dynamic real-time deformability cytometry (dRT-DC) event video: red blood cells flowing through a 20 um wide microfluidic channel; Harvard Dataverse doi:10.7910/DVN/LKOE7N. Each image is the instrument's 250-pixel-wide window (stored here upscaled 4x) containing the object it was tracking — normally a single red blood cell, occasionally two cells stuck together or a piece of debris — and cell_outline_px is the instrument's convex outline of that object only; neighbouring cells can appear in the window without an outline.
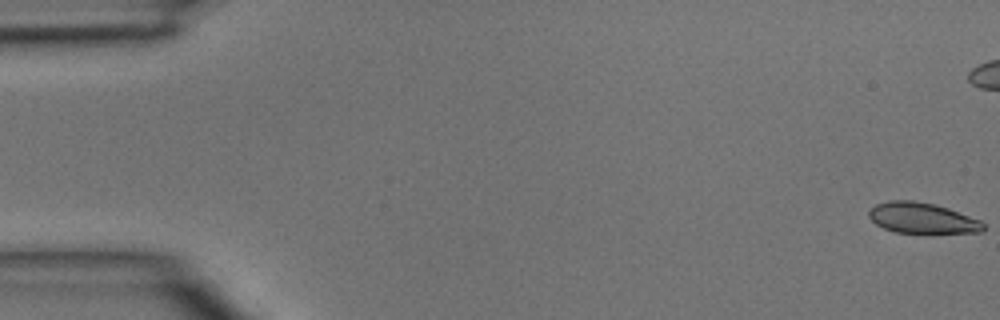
{"species": "common noctule bat (a hibernating species)", "species_latin": "Nyctalus noctula", "temperature_condition": "room temperature", "stored_images_in_passage": 45, "camera_frame_rate_fps": 3000, "um_per_image_px": 0.085, "animal": {"sex": "male", "body_mass_g": 15.6}, "frame": {"image": 1, "passage_image": 1, "time_ms": 0.0, "image_size_px": [1000, 320], "cell_outline_px": [[984, 232], [896, 232], [884, 228], [876, 224], [868, 216], [868, 212], [876, 204], [888, 200], [912, 200], [936, 204], [948, 208], [980, 220], [984, 224]], "centroid_in_image_um": [78.37, 18.51], "position_along_channel_um": 6.6, "area_um2": 20.23}}
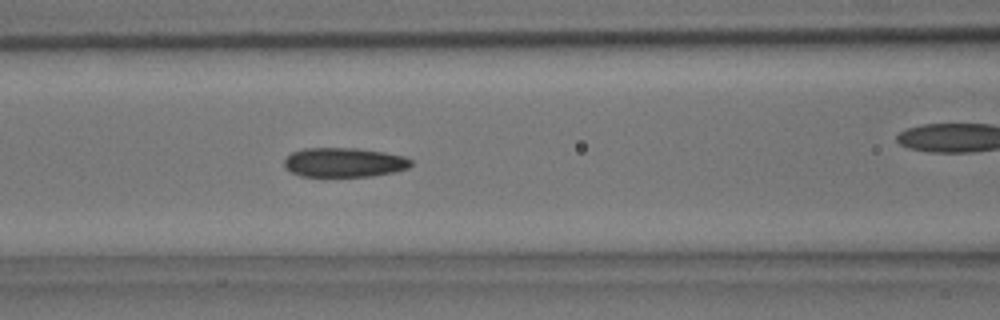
{"frame": {"image": 2, "passage_image": 19, "time_ms": 6.0, "image_size_px": [1000, 320], "cell_outline_px": [[412, 164], [408, 168], [392, 172], [372, 176], [300, 176], [284, 168], [284, 160], [292, 152], [304, 148], [356, 148], [384, 152], [404, 156], [412, 160]], "centroid_in_image_um": [29.24, 13.8], "position_along_channel_um": 137.4, "area_um2": 21.68}}